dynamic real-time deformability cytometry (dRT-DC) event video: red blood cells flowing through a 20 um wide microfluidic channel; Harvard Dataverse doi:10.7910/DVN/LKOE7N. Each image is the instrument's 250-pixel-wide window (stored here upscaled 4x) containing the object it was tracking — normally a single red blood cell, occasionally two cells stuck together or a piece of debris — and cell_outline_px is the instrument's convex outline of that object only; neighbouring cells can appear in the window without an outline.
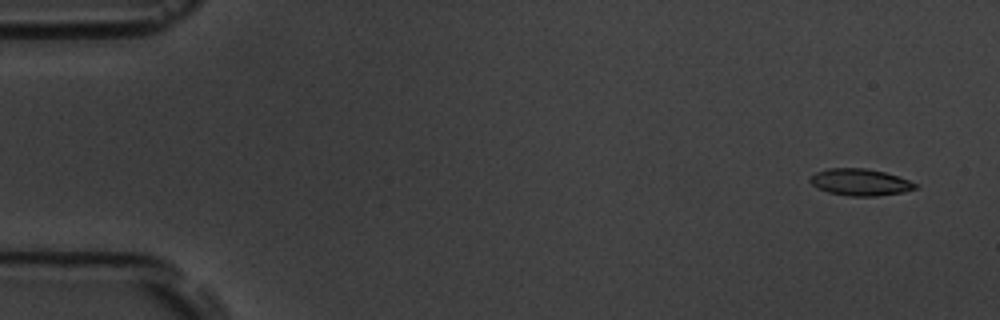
{"species": "common noctule bat (a hibernating species)", "species_latin": "Nyctalus noctula", "temperature_condition": "room temperature", "stored_images_in_passage": 6, "camera_frame_rate_fps": 3000, "um_per_image_px": 0.085, "animal": {"sex": "male", "body_mass_g": 19.5, "forearm_length_mm": 54.6}, "frame": {"image": 1, "passage_image": 1, "time_ms": 0.0, "image_size_px": [1000, 320], "cell_outline_px": [[916, 188], [904, 192], [876, 196], [848, 196], [828, 192], [812, 184], [808, 180], [816, 172], [828, 168], [864, 168], [884, 172], [908, 180], [916, 184]], "centroid_in_image_um": [73.09, 15.49], "position_along_channel_um": 11.9, "area_um2": 16.18}}
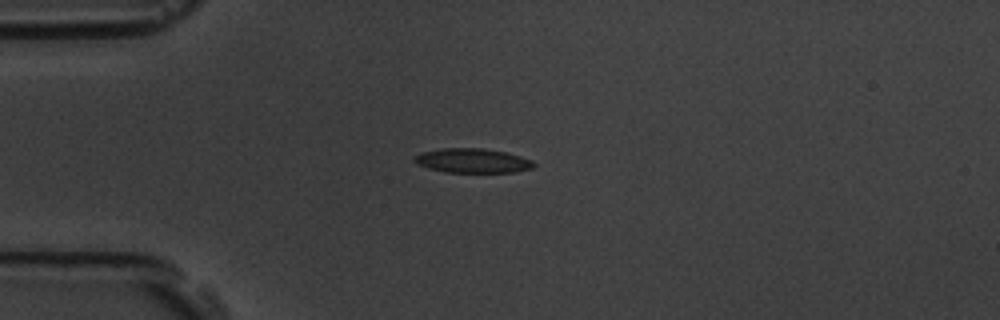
{"frame": {"image": 2, "passage_image": 4, "time_ms": 1.0, "image_size_px": [1000, 320], "cell_outline_px": [[536, 164], [532, 168], [516, 172], [444, 172], [428, 168], [416, 164], [412, 160], [412, 156], [420, 152], [444, 148], [480, 148], [504, 152], [520, 156], [532, 160]], "centroid_in_image_um": [40.11, 13.66], "position_along_channel_um": 44.9, "area_um2": 17.05}}
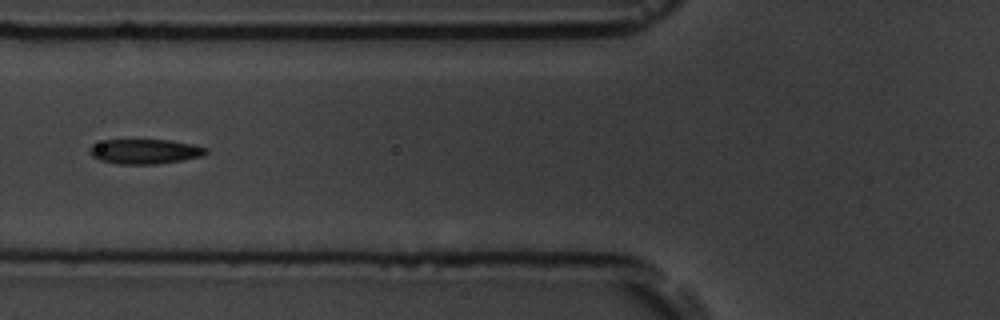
{"frame": {"image": 3, "passage_image": 6, "time_ms": 1.667, "image_size_px": [1000, 320], "cell_outline_px": [[208, 152], [204, 156], [184, 160], [156, 164], [116, 164], [100, 160], [92, 156], [88, 152], [88, 148], [92, 144], [104, 140], [168, 140], [192, 144], [208, 148]], "centroid_in_image_um": [12.31, 12.88], "position_along_channel_um": 113.5, "area_um2": 16.99}}